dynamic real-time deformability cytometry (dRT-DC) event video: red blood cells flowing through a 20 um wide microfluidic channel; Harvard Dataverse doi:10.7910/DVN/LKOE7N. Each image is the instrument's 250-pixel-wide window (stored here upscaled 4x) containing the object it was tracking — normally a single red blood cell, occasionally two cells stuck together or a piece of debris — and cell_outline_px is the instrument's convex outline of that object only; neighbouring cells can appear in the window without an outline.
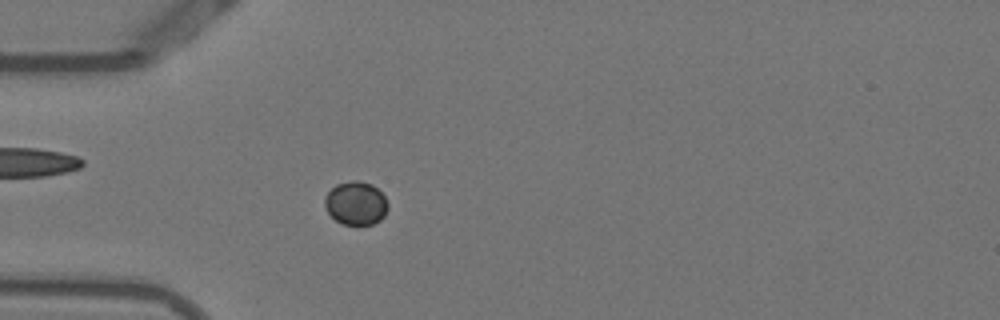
{"species": "Egyptian fruit bat (a non-hibernating species)", "species_latin": "Rousettus aegyptiacus", "temperature_condition": "warm", "stored_images_in_passage": 40, "camera_frame_rate_fps": 3000, "um_per_image_px": 0.085, "animal": {"sex": "female"}, "frame": {"image": 1, "passage_image": 2, "time_ms": 0.333, "image_size_px": [1000, 320], "cell_outline_px": [[388, 208], [384, 216], [380, 220], [372, 224], [356, 228], [340, 224], [328, 212], [324, 204], [324, 196], [336, 184], [352, 180], [356, 180], [372, 184], [384, 196], [388, 204]], "centroid_in_image_um": [30.24, 17.32], "position_along_channel_um": 54.8, "area_um2": 16.42}}
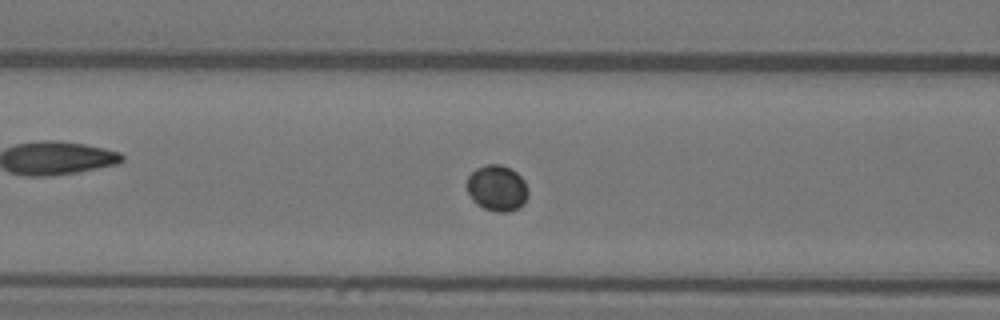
{"frame": {"image": 2, "passage_image": 8, "time_ms": 2.333, "image_size_px": [1000, 320], "cell_outline_px": [[528, 196], [524, 204], [520, 208], [508, 212], [496, 212], [484, 208], [476, 204], [472, 200], [464, 184], [468, 176], [476, 168], [488, 164], [500, 164], [516, 172], [524, 180], [528, 188]], "centroid_in_image_um": [42.24, 16.0], "position_along_channel_um": 124.4, "area_um2": 16.7}}
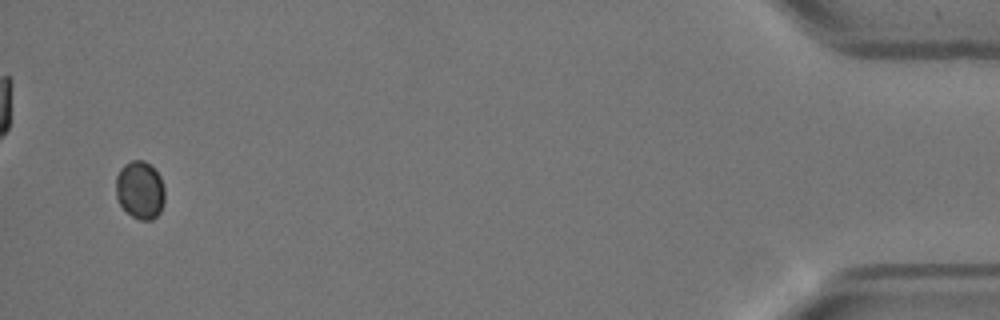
{"frame": {"image": 3, "passage_image": 38, "time_ms": 12.333, "image_size_px": [1000, 320], "cell_outline_px": [[164, 204], [160, 212], [152, 220], [140, 220], [132, 216], [120, 204], [116, 196], [116, 176], [120, 168], [124, 164], [132, 160], [144, 160], [160, 176], [164, 188]], "centroid_in_image_um": [11.9, 16.15], "position_along_channel_um": 423.3, "area_um2": 16.47}}